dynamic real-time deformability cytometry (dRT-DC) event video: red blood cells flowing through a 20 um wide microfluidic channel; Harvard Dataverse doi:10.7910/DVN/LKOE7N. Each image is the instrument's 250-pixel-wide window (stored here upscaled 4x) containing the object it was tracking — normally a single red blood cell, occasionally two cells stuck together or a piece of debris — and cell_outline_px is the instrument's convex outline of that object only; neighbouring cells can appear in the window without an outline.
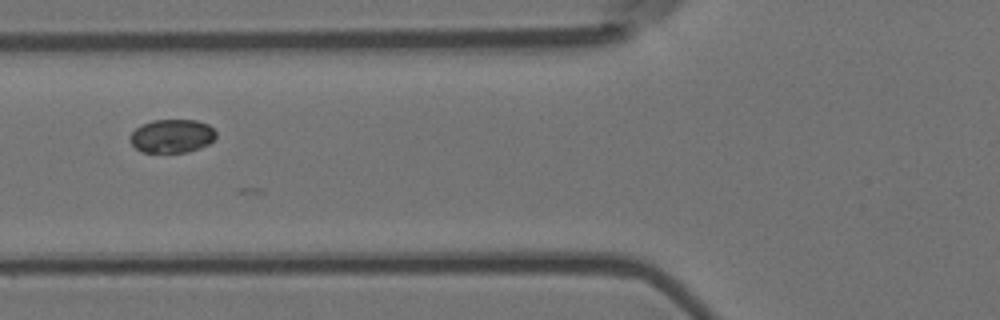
{"species": "Egyptian fruit bat (a non-hibernating species)", "species_latin": "Rousettus aegyptiacus", "temperature_condition": "room temperature", "stored_images_in_passage": 9, "camera_frame_rate_fps": 3000, "um_per_image_px": 0.085, "animal": {"sex": "female"}, "frame": {"image": 1, "passage_image": 5, "time_ms": 1.333, "image_size_px": [1000, 320], "cell_outline_px": [[216, 136], [208, 144], [188, 152], [140, 152], [128, 140], [128, 136], [140, 124], [152, 120], [196, 120], [208, 124], [216, 132]], "centroid_in_image_um": [14.57, 11.55], "position_along_channel_um": 111.2, "area_um2": 16.88}}
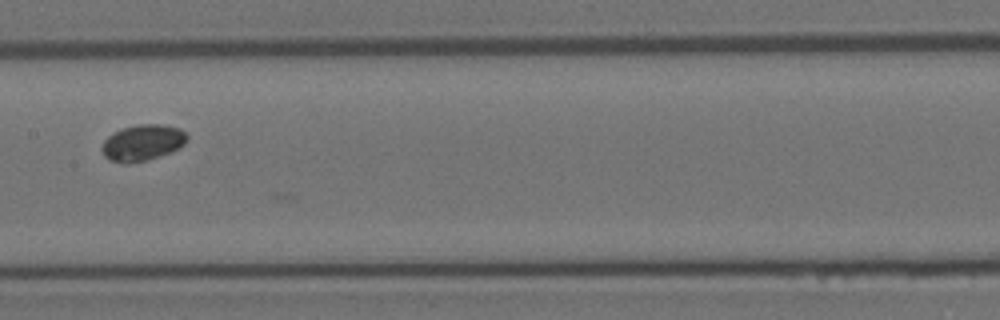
{"frame": {"image": 2, "passage_image": 7, "time_ms": 2.0, "image_size_px": [1000, 320], "cell_outline_px": [[188, 140], [180, 148], [148, 160], [128, 164], [124, 164], [108, 160], [104, 156], [100, 148], [104, 140], [112, 132], [120, 128], [136, 124], [164, 124], [180, 128], [188, 136]], "centroid_in_image_um": [12.09, 12.12], "position_along_channel_um": 195.3, "area_um2": 18.38}}
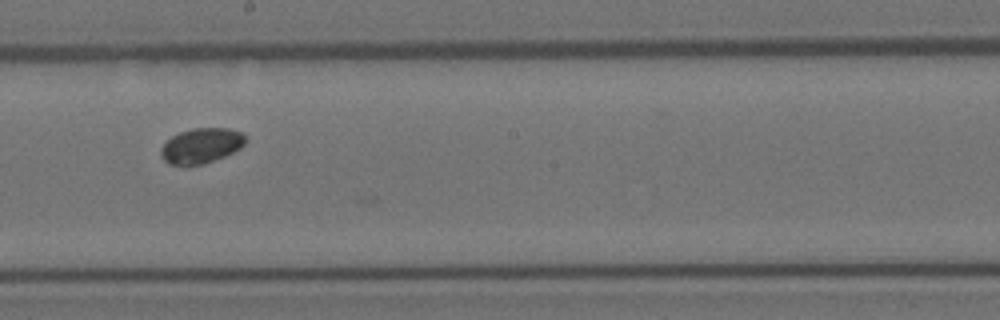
{"frame": {"image": 3, "passage_image": 8, "time_ms": 2.333, "image_size_px": [1000, 320], "cell_outline_px": [[248, 140], [240, 148], [224, 156], [204, 164], [168, 164], [160, 156], [160, 148], [172, 136], [180, 132], [192, 128], [228, 128], [244, 132]], "centroid_in_image_um": [17.13, 12.36], "position_along_channel_um": 231.1, "area_um2": 17.34}}